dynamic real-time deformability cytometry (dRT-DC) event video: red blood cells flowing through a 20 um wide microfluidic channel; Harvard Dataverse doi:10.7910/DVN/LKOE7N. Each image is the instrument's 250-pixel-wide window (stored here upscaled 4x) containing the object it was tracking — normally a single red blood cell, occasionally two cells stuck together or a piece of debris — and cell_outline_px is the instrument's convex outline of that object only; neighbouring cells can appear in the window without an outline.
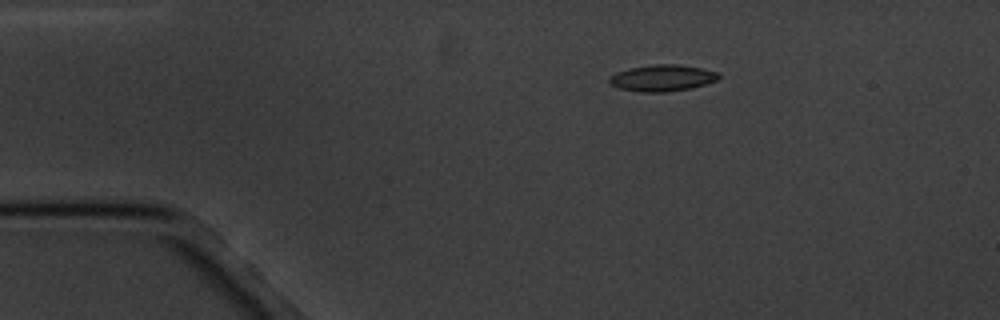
{"species": "common noctule bat (a hibernating species)", "species_latin": "Nyctalus noctula", "temperature_condition": "cold", "stored_images_in_passage": 5, "camera_frame_rate_fps": 3000, "um_per_image_px": 0.085, "animal": {"sex": "male", "body_mass_g": 20.1, "forearm_length_mm": 53.5}, "frame": {"image": 1, "passage_image": 1, "time_ms": 0.0, "image_size_px": [1000, 320], "cell_outline_px": [[720, 76], [716, 80], [692, 88], [664, 92], [640, 92], [620, 88], [608, 84], [608, 76], [616, 72], [628, 68], [652, 64], [676, 64], [700, 68], [716, 72]], "centroid_in_image_um": [56.21, 6.63], "position_along_channel_um": 28.8, "area_um2": 16.88}}
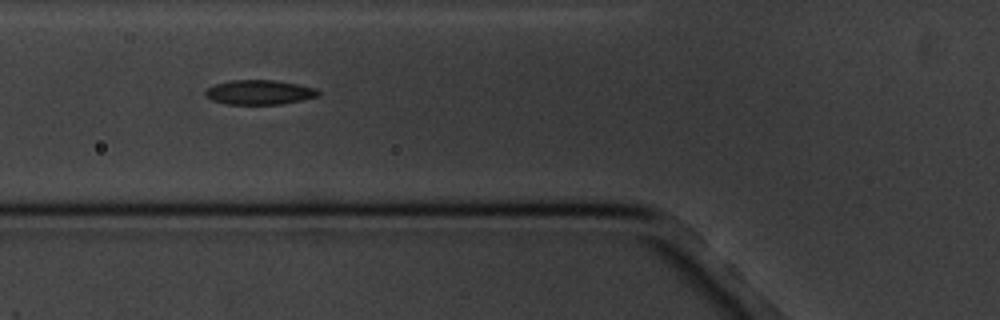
{"frame": {"image": 2, "passage_image": 4, "time_ms": 3.667, "image_size_px": [1000, 320], "cell_outline_px": [[320, 96], [284, 104], [228, 104], [212, 100], [204, 96], [204, 92], [208, 88], [216, 84], [232, 80], [272, 80], [296, 84], [316, 88], [320, 92]], "centroid_in_image_um": [22.06, 7.85], "position_along_channel_um": 103.7, "area_um2": 16.13}}
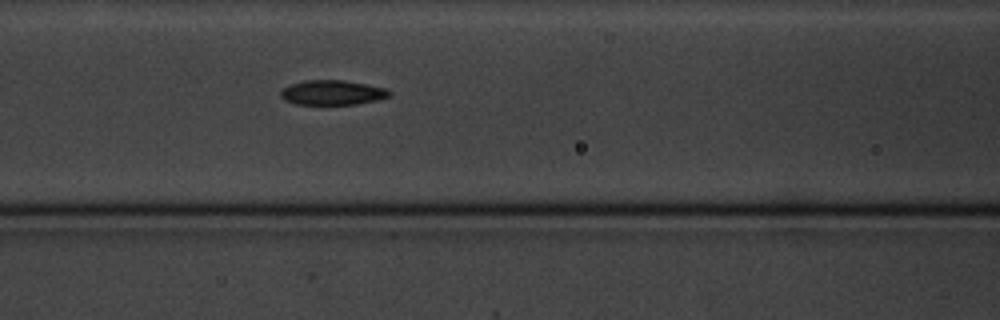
{"frame": {"image": 3, "passage_image": 5, "time_ms": 4.667, "image_size_px": [1000, 320], "cell_outline_px": [[392, 92], [388, 96], [376, 100], [356, 104], [296, 104], [284, 100], [280, 96], [280, 92], [284, 88], [292, 84], [304, 80], [344, 80], [368, 84], [388, 88]], "centroid_in_image_um": [28.27, 7.86], "position_along_channel_um": 138.3, "area_um2": 15.66}}